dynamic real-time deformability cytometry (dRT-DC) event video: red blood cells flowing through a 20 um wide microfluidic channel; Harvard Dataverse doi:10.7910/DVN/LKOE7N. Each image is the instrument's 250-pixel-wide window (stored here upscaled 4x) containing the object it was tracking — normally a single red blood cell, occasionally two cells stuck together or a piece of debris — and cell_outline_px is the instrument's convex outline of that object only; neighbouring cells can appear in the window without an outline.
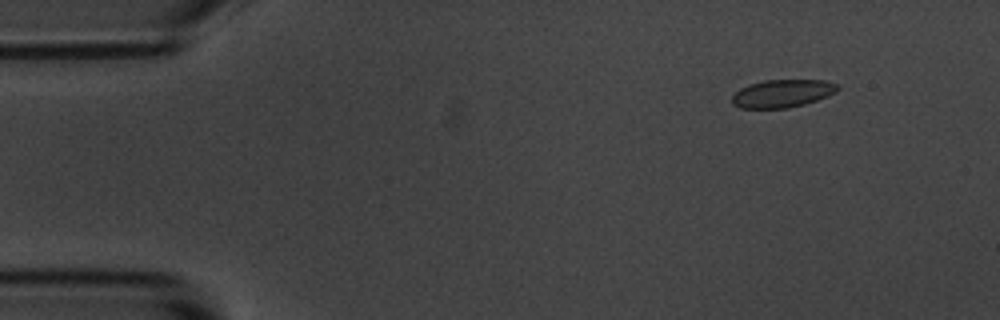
{"species": "common noctule bat (a hibernating species)", "species_latin": "Nyctalus noctula", "temperature_condition": "room temperature", "stored_images_in_passage": 54, "camera_frame_rate_fps": 3000, "um_per_image_px": 0.085, "animal": {"sex": "male", "body_mass_g": 20.1, "forearm_length_mm": 53.5}, "frame": {"image": 1, "passage_image": 6, "time_ms": 1.667, "image_size_px": [1000, 320], "cell_outline_px": [[840, 88], [836, 92], [828, 96], [804, 104], [788, 108], [740, 108], [732, 104], [732, 96], [740, 88], [748, 84], [764, 80], [824, 80], [840, 84]], "centroid_in_image_um": [66.52, 7.94], "position_along_channel_um": 18.5, "area_um2": 17.28}}
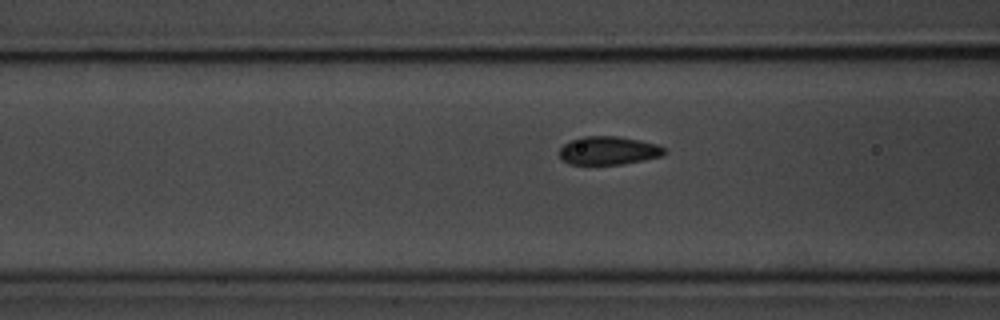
{"frame": {"image": 2, "passage_image": 21, "time_ms": 6.667, "image_size_px": [1000, 320], "cell_outline_px": [[668, 152], [660, 156], [644, 160], [624, 164], [568, 164], [560, 156], [560, 148], [564, 144], [580, 136], [616, 136], [640, 140], [656, 144], [664, 148]], "centroid_in_image_um": [51.73, 12.79], "position_along_channel_um": 114.9, "area_um2": 17.28}}
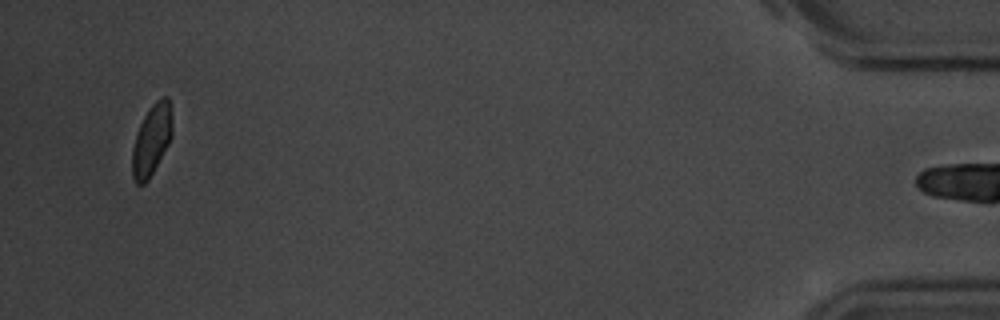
{"frame": {"image": 3, "passage_image": 53, "time_ms": 17.333, "image_size_px": [1000, 320], "cell_outline_px": [[172, 136], [168, 144], [148, 180], [144, 184], [136, 184], [132, 176], [132, 148], [136, 132], [144, 116], [152, 104], [156, 100], [164, 96], [168, 96], [172, 120]], "centroid_in_image_um": [12.87, 11.89], "position_along_channel_um": 422.3, "area_um2": 16.47}, "authors_computed_cell_mechanics": {"area_um2": 17.5423, "velocity_mm_per_s": 3.6428, "shape_relaxation_time_tau1_ms": 2.0915, "shape_relaxation_time_tau2_ms": null, "deformation_change_tau1": 0.0723, "deformation_change_tau2": null}}